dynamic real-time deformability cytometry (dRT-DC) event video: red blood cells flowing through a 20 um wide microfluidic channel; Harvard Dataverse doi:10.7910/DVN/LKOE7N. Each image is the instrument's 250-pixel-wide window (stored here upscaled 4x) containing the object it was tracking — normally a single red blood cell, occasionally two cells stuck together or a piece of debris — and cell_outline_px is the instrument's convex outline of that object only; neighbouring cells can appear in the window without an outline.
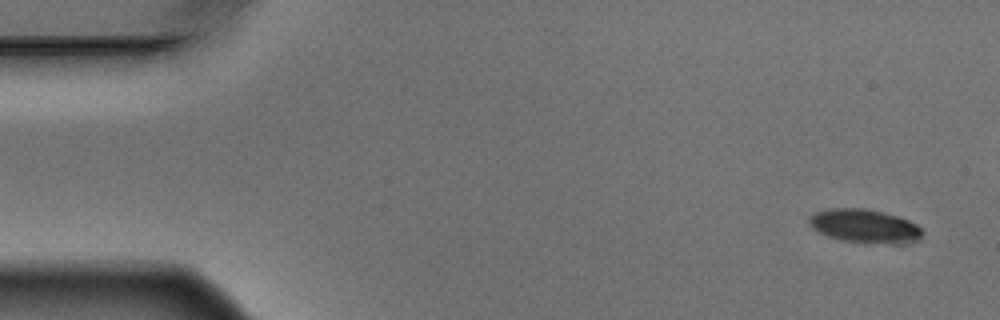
{"species": "Egyptian fruit bat (a non-hibernating species)", "species_latin": "Rousettus aegyptiacus", "temperature_condition": "warm", "stored_images_in_passage": 9, "camera_frame_rate_fps": 3000, "um_per_image_px": 0.085, "animal": {"sex": "male"}, "frame": {"image": 1, "passage_image": 1, "time_ms": 0.0, "image_size_px": [1000, 320], "cell_outline_px": [[924, 232], [916, 240], [904, 244], [896, 244], [840, 240], [828, 236], [812, 228], [808, 224], [808, 216], [816, 212], [828, 208], [864, 208], [884, 212], [900, 216], [924, 228]], "centroid_in_image_um": [73.51, 19.2], "position_along_channel_um": 11.5, "area_um2": 22.37}}
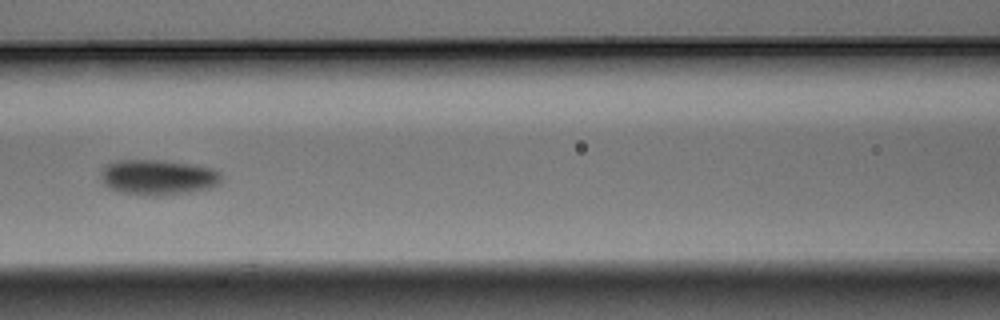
{"frame": {"image": 2, "passage_image": 7, "time_ms": 2.0, "image_size_px": [1000, 320], "cell_outline_px": [[220, 184], [208, 188], [188, 192], [156, 196], [152, 196], [120, 192], [104, 184], [100, 180], [100, 172], [104, 164], [116, 160], [160, 160], [192, 164], [212, 168], [220, 172]], "centroid_in_image_um": [13.38, 15.05], "position_along_channel_um": 153.2, "area_um2": 24.91}}
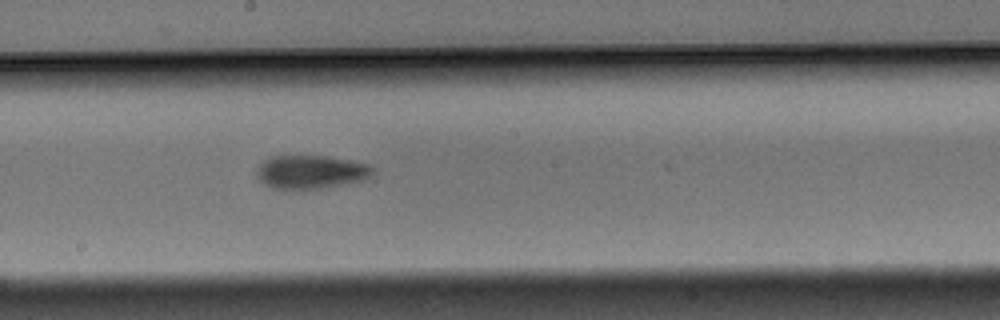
{"frame": {"image": 3, "passage_image": 9, "time_ms": 2.667, "image_size_px": [1000, 320], "cell_outline_px": [[376, 168], [364, 180], [348, 184], [304, 192], [292, 192], [272, 188], [264, 184], [256, 176], [256, 168], [264, 160], [272, 156], [324, 156], [348, 160], [368, 164]], "centroid_in_image_um": [26.38, 14.68], "position_along_channel_um": 221.8, "area_um2": 23.52}}